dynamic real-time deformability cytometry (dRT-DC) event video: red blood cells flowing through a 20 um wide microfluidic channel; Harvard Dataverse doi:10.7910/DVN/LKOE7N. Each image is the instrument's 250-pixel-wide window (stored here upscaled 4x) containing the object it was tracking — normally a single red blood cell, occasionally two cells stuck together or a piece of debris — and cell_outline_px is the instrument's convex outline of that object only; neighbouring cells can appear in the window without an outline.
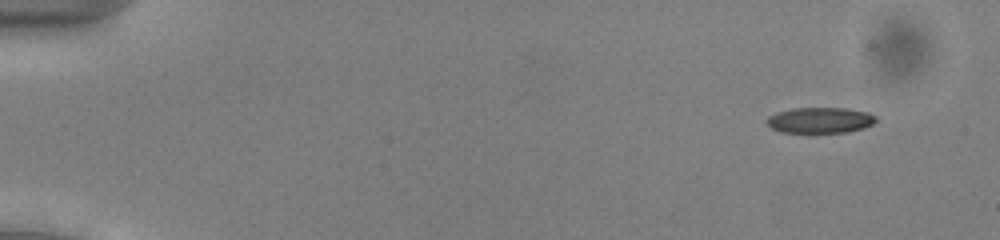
{"species": "common noctule bat (a hibernating species)", "species_latin": "Nyctalus noctula", "temperature_condition": "cold", "stored_images_in_passage": 49, "camera_frame_rate_fps": 3000, "um_per_image_px": 0.085, "animal": {"sex": "male", "body_mass_g": 13.0, "forearm_length_mm": 53.1}, "frame": {"image": 1, "passage_image": 2, "time_ms": 0.333, "image_size_px": [1000, 240], "cell_outline_px": [[876, 120], [872, 124], [864, 128], [848, 132], [780, 132], [772, 128], [764, 120], [768, 116], [776, 112], [792, 108], [844, 108], [868, 112], [876, 116]], "centroid_in_image_um": [69.69, 10.21], "position_along_channel_um": 15.3, "area_um2": 16.42}}
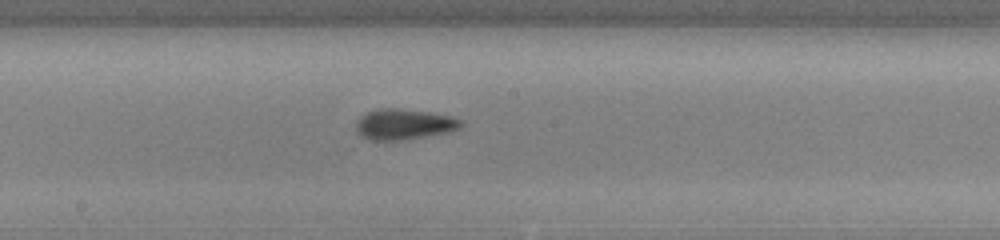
{"frame": {"image": 2, "passage_image": 27, "time_ms": 8.667, "image_size_px": [1000, 240], "cell_outline_px": [[464, 124], [460, 128], [452, 132], [400, 140], [368, 140], [360, 136], [356, 132], [356, 120], [360, 116], [368, 112], [380, 108], [396, 108], [428, 112], [452, 116], [464, 120]], "centroid_in_image_um": [34.36, 10.57], "position_along_channel_um": 213.8, "area_um2": 19.02}}
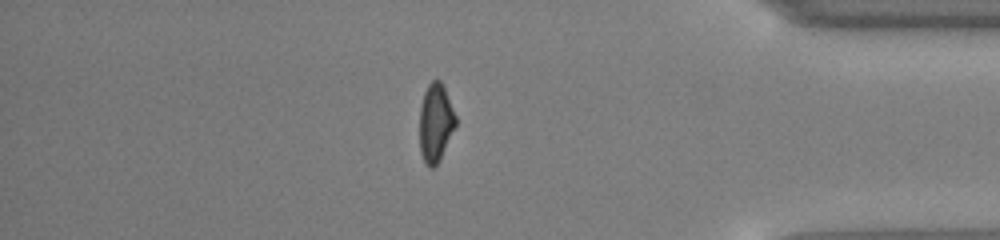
{"frame": {"image": 3, "passage_image": 43, "time_ms": 14.0, "image_size_px": [1000, 240], "cell_outline_px": [[456, 124], [440, 160], [432, 168], [428, 168], [424, 164], [420, 152], [420, 108], [424, 92], [428, 84], [432, 80], [440, 80], [444, 88], [456, 116]], "centroid_in_image_um": [37.01, 10.47], "position_along_channel_um": 398.2, "area_um2": 16.42}}